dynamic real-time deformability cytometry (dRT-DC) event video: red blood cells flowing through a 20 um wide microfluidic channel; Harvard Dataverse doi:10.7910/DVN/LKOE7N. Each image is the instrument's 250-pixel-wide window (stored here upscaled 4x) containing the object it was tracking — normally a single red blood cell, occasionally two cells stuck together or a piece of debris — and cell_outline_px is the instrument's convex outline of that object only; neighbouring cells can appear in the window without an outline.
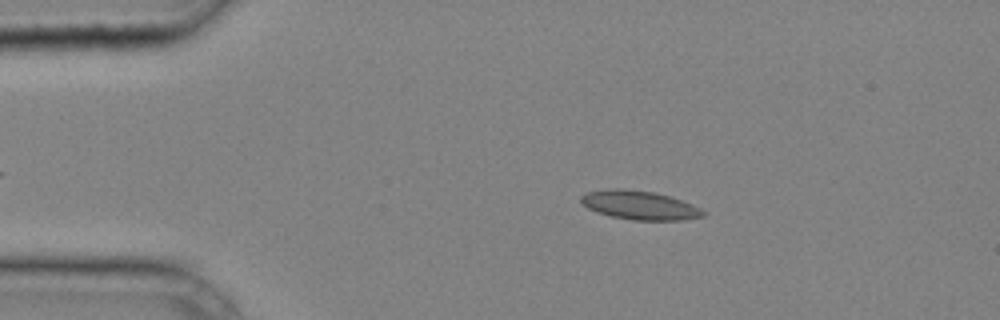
{"species": "common noctule bat (a hibernating species)", "species_latin": "Nyctalus noctula", "temperature_condition": "cold", "stored_images_in_passage": 40, "camera_frame_rate_fps": 3000, "um_per_image_px": 0.085, "animal": {"sex": "male", "body_mass_g": 20.4}, "frame": {"image": 1, "passage_image": 7, "time_ms": 2.0, "image_size_px": [1000, 320], "cell_outline_px": [[708, 212], [704, 216], [680, 220], [632, 220], [608, 216], [596, 212], [588, 208], [580, 200], [580, 196], [588, 192], [604, 188], [624, 188], [652, 192], [668, 196], [692, 204]], "centroid_in_image_um": [54.34, 17.44], "position_along_channel_um": 30.7, "area_um2": 20.63}}
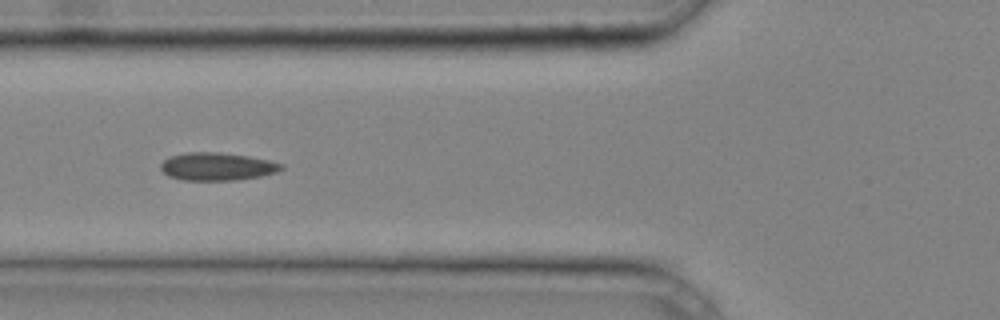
{"frame": {"image": 2, "passage_image": 15, "time_ms": 4.667, "image_size_px": [1000, 320], "cell_outline_px": [[284, 168], [276, 172], [260, 176], [236, 180], [184, 180], [168, 176], [160, 168], [160, 164], [168, 156], [184, 152], [220, 152], [248, 156], [268, 160], [284, 164]], "centroid_in_image_um": [18.43, 14.14], "position_along_channel_um": 107.4, "area_um2": 19.65}}
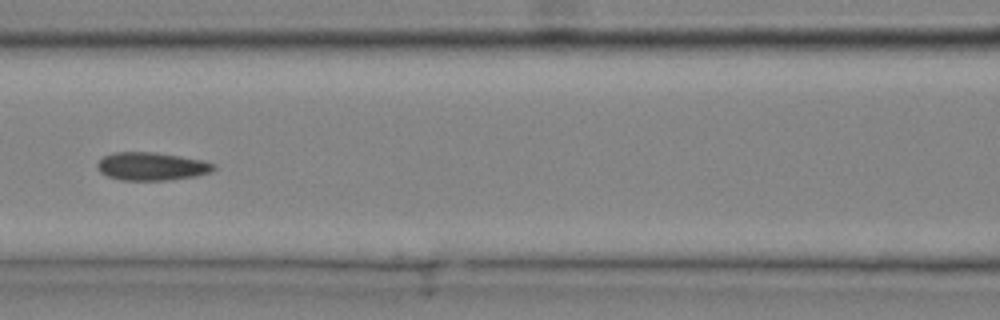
{"frame": {"image": 3, "passage_image": 18, "time_ms": 5.667, "image_size_px": [1000, 320], "cell_outline_px": [[216, 168], [212, 172], [196, 176], [168, 180], [120, 180], [108, 176], [100, 172], [96, 168], [96, 164], [104, 156], [112, 152], [156, 152], [204, 160], [216, 164]], "centroid_in_image_um": [12.91, 14.13], "position_along_channel_um": 153.7, "area_um2": 19.25}}